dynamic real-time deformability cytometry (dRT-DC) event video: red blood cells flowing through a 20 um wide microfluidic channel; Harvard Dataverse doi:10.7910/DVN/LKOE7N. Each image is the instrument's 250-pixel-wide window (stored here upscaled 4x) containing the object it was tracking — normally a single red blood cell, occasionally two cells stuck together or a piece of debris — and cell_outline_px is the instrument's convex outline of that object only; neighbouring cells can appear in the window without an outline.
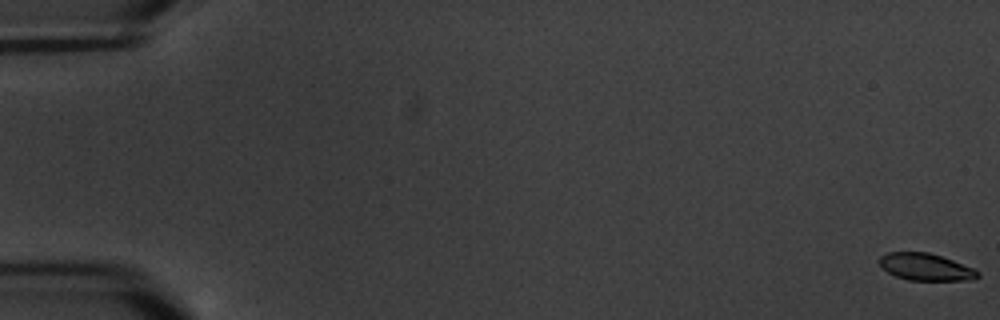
{"species": "common noctule bat (a hibernating species)", "species_latin": "Nyctalus noctula", "temperature_condition": "warm", "stored_images_in_passage": 17, "camera_frame_rate_fps": 3000, "um_per_image_px": 0.085, "animal": {"sex": "male", "body_mass_g": 20.1, "forearm_length_mm": 53.5}, "frame": {"image": 1, "passage_image": 1, "time_ms": 0.0, "image_size_px": [1000, 320], "cell_outline_px": [[980, 276], [976, 280], [908, 280], [896, 276], [888, 272], [880, 264], [880, 256], [888, 252], [928, 252], [976, 268], [980, 272]], "centroid_in_image_um": [78.75, 22.7], "position_along_channel_um": 6.2, "area_um2": 15.55}}
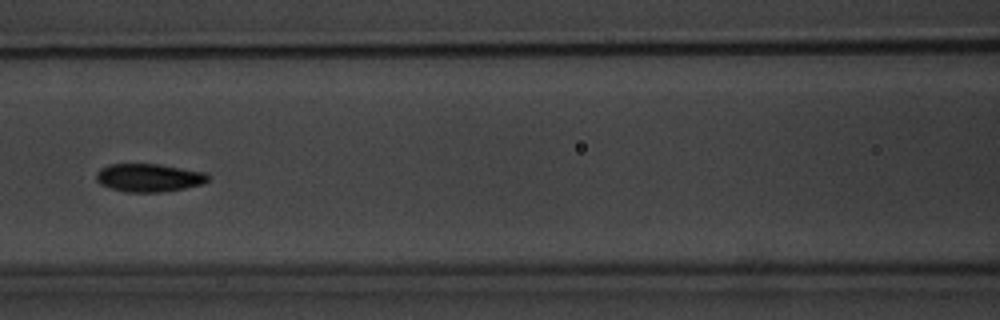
{"frame": {"image": 2, "passage_image": 9, "time_ms": 9.333, "image_size_px": [1000, 320], "cell_outline_px": [[208, 180], [204, 184], [184, 188], [160, 192], [124, 192], [100, 184], [96, 180], [96, 172], [100, 168], [108, 164], [156, 164], [204, 172], [208, 176]], "centroid_in_image_um": [12.61, 15.11], "position_along_channel_um": 154.0, "area_um2": 18.21}}
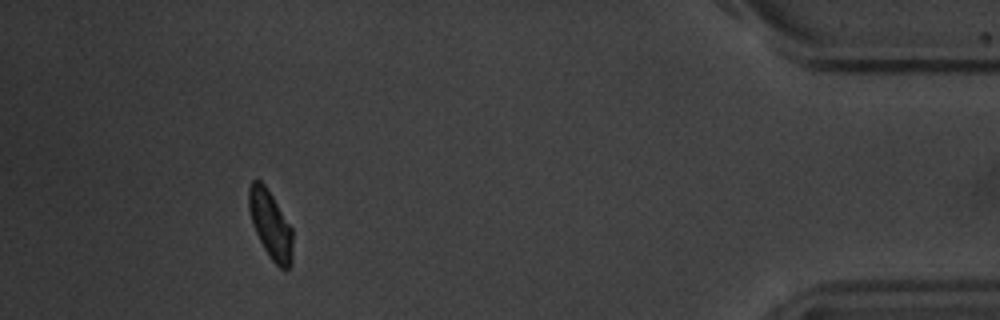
{"frame": {"image": 3, "passage_image": 17, "time_ms": 18.667, "image_size_px": [1000, 320], "cell_outline_px": [[292, 264], [288, 268], [280, 268], [272, 260], [264, 248], [252, 224], [248, 208], [248, 188], [252, 180], [260, 180], [264, 184], [272, 196], [292, 228]], "centroid_in_image_um": [22.98, 19.08], "position_along_channel_um": 412.2, "area_um2": 17.22}, "authors_computed_cell_mechanics": {"area_um2": 17.8024, "velocity_mm_per_s": 3.3625, "shape_relaxation_time_tau1_ms": 2.0829, "shape_relaxation_time_tau2_ms": 5.4899, "deformation_change_tau1": 0.0739, "deformation_change_tau2": 0.0807}}